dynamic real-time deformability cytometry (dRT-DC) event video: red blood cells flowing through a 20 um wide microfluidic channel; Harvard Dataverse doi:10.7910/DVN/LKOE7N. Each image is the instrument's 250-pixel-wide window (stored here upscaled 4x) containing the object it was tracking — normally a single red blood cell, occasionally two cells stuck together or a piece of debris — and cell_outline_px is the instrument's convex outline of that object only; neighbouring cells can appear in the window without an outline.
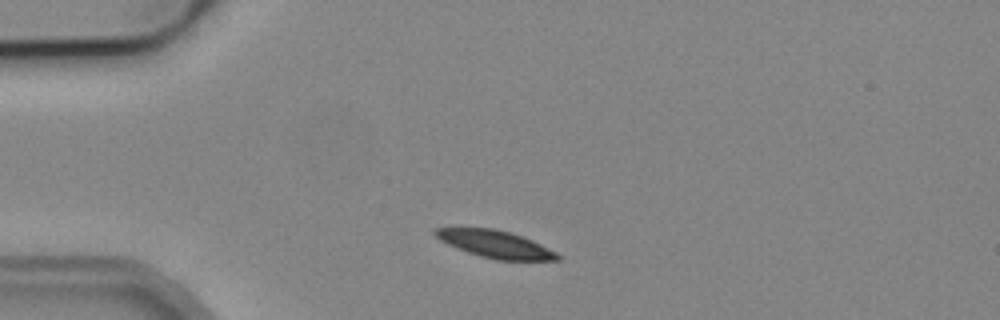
{"species": "common noctule bat (a hibernating species)", "species_latin": "Nyctalus noctula", "temperature_condition": "cold", "stored_images_in_passage": 41, "camera_frame_rate_fps": 3000, "um_per_image_px": 0.085, "animal": {"sex": "male", "body_mass_g": 19.2, "forearm_length_mm": 51.8}, "frame": {"image": 1, "passage_image": 1, "time_ms": 0.0, "image_size_px": [1000, 320], "cell_outline_px": [[560, 260], [496, 260], [480, 256], [456, 248], [440, 240], [432, 232], [432, 228], [492, 228], [508, 232], [532, 240], [556, 252], [560, 256]], "centroid_in_image_um": [42.07, 20.75], "position_along_channel_um": 42.9, "area_um2": 19.25}}
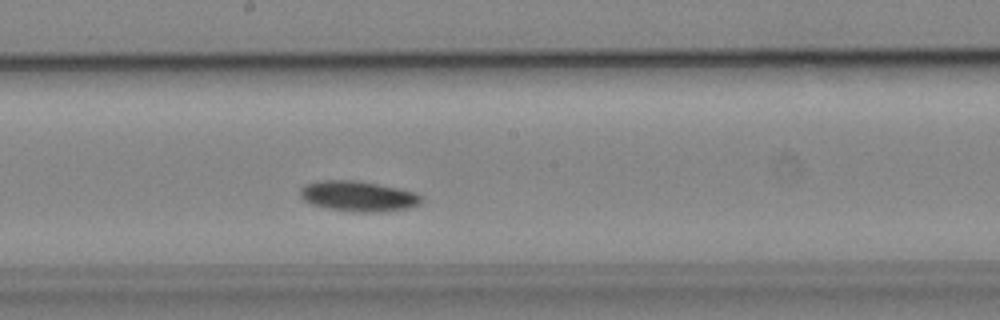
{"frame": {"image": 2, "passage_image": 17, "time_ms": 5.333, "image_size_px": [1000, 320], "cell_outline_px": [[420, 204], [408, 208], [380, 212], [348, 212], [328, 208], [312, 204], [304, 200], [300, 196], [300, 188], [304, 184], [316, 180], [356, 180], [400, 188], [416, 192], [420, 196]], "centroid_in_image_um": [30.41, 16.67], "position_along_channel_um": 217.8, "area_um2": 21.68}}
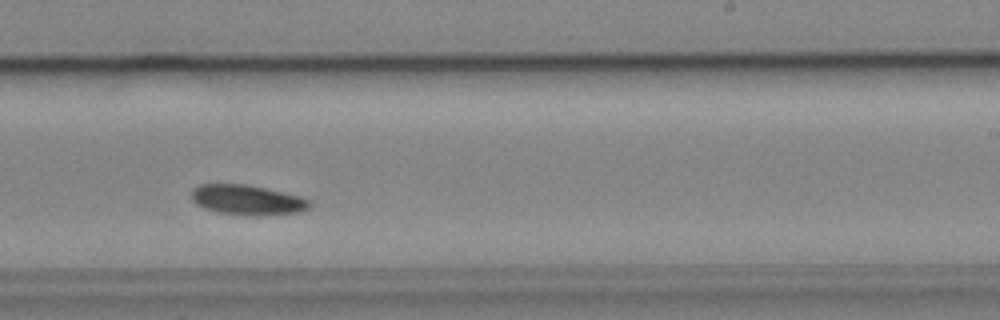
{"frame": {"image": 3, "passage_image": 21, "time_ms": 6.667, "image_size_px": [1000, 320], "cell_outline_px": [[312, 204], [308, 208], [300, 212], [264, 216], [256, 216], [216, 212], [204, 208], [196, 204], [192, 200], [192, 188], [200, 184], [248, 184], [300, 196], [308, 200]], "centroid_in_image_um": [21.01, 17.0], "position_along_channel_um": 268.0, "area_um2": 20.81}, "authors_computed_cell_mechanics": {"area_um2": 20.1722, "velocity_mm_per_s": 3.7945, "shape_relaxation_time_tau1_ms": 3.9112, "shape_relaxation_time_tau2_ms": null, "deformation_change_tau1": 0.0715, "deformation_change_tau2": null}}